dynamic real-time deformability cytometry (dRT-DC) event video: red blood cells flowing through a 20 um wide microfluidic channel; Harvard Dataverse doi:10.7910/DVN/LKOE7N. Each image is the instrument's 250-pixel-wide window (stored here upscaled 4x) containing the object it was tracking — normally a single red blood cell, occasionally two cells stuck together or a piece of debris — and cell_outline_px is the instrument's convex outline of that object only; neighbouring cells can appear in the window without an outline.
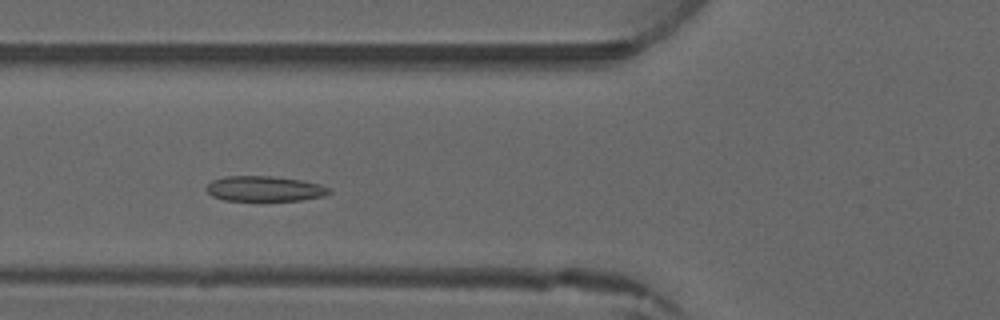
{"species": "common noctule bat (a hibernating species)", "species_latin": "Nyctalus noctula", "temperature_condition": "warm", "stored_images_in_passage": 4, "camera_frame_rate_fps": 3000, "um_per_image_px": 0.085, "animal": {"sex": "male", "forearm_length_mm": 52.5}, "frame": {"image": 1, "passage_image": 4, "time_ms": 3.667, "image_size_px": [1000, 320], "cell_outline_px": [[332, 192], [324, 196], [304, 200], [264, 204], [224, 200], [212, 196], [204, 188], [212, 180], [224, 176], [272, 176], [304, 180], [320, 184], [328, 188]], "centroid_in_image_um": [22.49, 16.1], "position_along_channel_um": 103.3, "area_um2": 19.31}}